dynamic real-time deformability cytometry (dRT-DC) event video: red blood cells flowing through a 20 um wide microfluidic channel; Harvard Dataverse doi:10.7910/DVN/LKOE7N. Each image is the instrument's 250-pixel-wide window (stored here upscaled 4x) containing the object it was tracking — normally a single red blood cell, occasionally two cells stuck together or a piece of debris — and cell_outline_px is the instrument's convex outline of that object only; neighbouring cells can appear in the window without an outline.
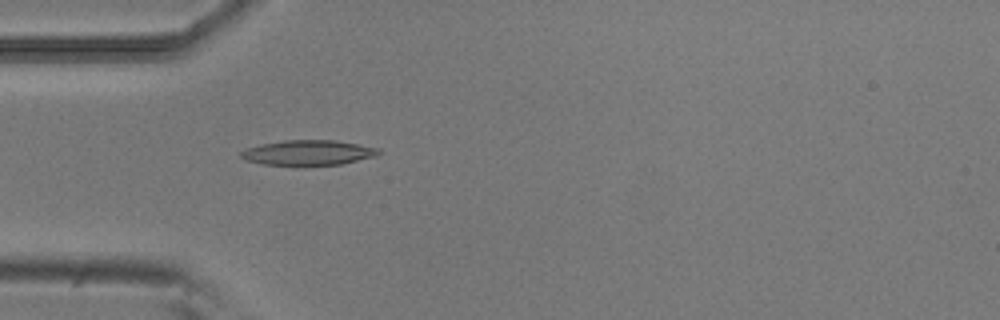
{"species": "common noctule bat (a hibernating species)", "species_latin": "Nyctalus noctula", "temperature_condition": "room temperature", "stored_images_in_passage": 52, "camera_frame_rate_fps": 3000, "um_per_image_px": 0.085, "animal": {"sex": "male", "body_mass_g": 20.5, "forearm_length_mm": 52.5}, "frame": {"image": 1, "passage_image": 15, "time_ms": 4.667, "image_size_px": [1000, 320], "cell_outline_px": [[380, 152], [376, 156], [340, 164], [264, 164], [248, 160], [240, 156], [240, 152], [248, 148], [260, 144], [284, 140], [336, 140], [380, 148]], "centroid_in_image_um": [26.23, 12.95], "position_along_channel_um": 58.8, "area_um2": 19.65}}
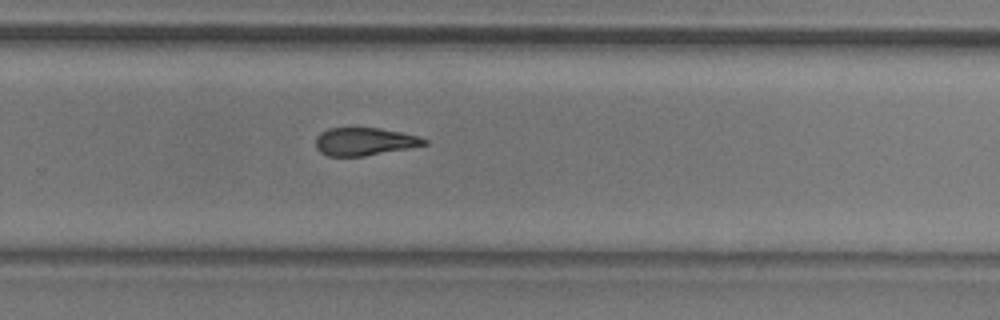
{"frame": {"image": 2, "passage_image": 34, "time_ms": 11.0, "image_size_px": [1000, 320], "cell_outline_px": [[428, 144], [408, 148], [364, 156], [328, 156], [320, 152], [316, 148], [316, 136], [320, 132], [328, 128], [380, 128], [400, 132], [416, 136], [428, 140]], "centroid_in_image_um": [30.94, 12.03], "position_along_channel_um": 298.9, "area_um2": 17.51}}
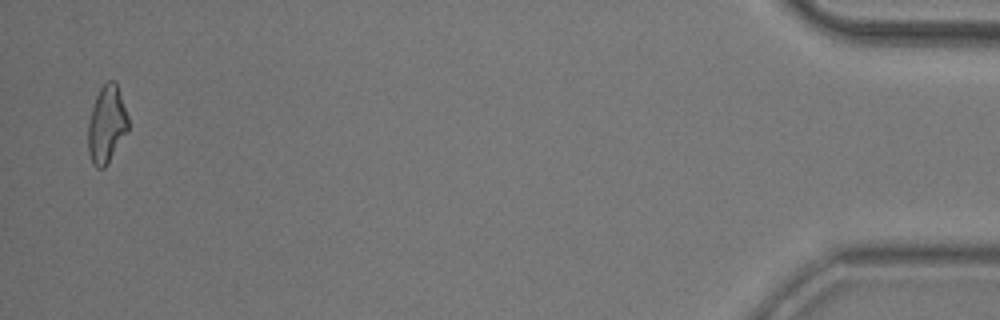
{"frame": {"image": 3, "passage_image": 51, "time_ms": 16.667, "image_size_px": [1000, 320], "cell_outline_px": [[128, 128], [104, 168], [96, 168], [92, 164], [88, 152], [88, 124], [92, 108], [96, 96], [104, 80], [116, 80], [128, 116]], "centroid_in_image_um": [9.05, 10.52], "position_along_channel_um": 426.2, "area_um2": 17.92}, "authors_computed_cell_mechanics": {"area_um2": 18.6983, "velocity_mm_per_s": 3.8244, "shape_relaxation_time_tau1_ms": null, "shape_relaxation_time_tau2_ms": 4.473, "deformation_change_tau1": null, "deformation_change_tau2": 0.1417}}